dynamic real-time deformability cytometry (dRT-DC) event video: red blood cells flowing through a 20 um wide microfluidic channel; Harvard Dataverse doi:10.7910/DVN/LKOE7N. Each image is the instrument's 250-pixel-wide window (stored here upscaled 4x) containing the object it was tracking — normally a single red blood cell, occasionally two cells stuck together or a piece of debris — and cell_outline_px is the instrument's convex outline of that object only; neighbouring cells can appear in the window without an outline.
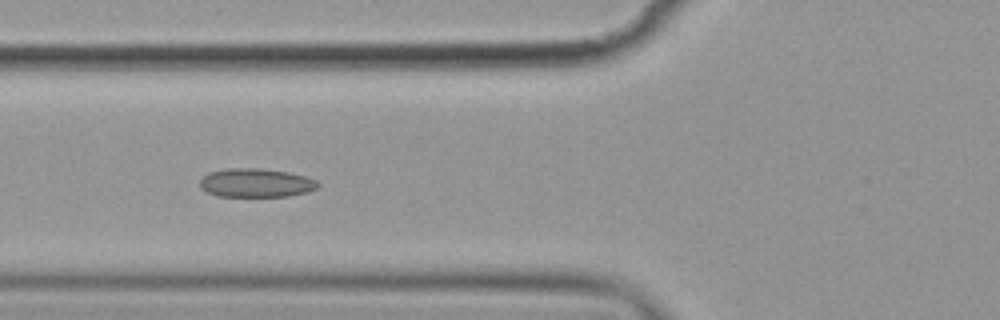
{"species": "common noctule bat (a hibernating species)", "species_latin": "Nyctalus noctula", "temperature_condition": "cold", "stored_images_in_passage": 6, "camera_frame_rate_fps": 3000, "um_per_image_px": 0.085, "animal": {"sex": "female", "body_mass_g": 19.9}, "frame": {"image": 1, "passage_image": 5, "time_ms": 5.667, "image_size_px": [1000, 320], "cell_outline_px": [[320, 184], [316, 188], [308, 192], [288, 196], [216, 196], [200, 188], [200, 180], [208, 172], [228, 168], [260, 168], [288, 172], [304, 176], [316, 180]], "centroid_in_image_um": [21.74, 15.54], "position_along_channel_um": 104.1, "area_um2": 19.77}}
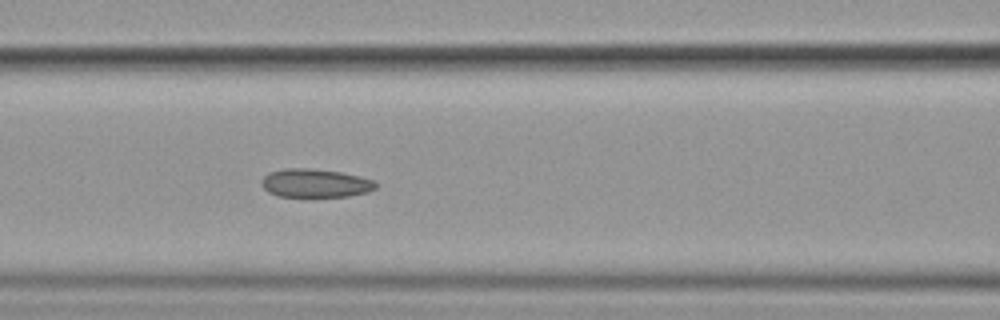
{"frame": {"image": 2, "passage_image": 6, "time_ms": 6.667, "image_size_px": [1000, 320], "cell_outline_px": [[376, 188], [368, 192], [348, 196], [304, 200], [280, 196], [268, 192], [260, 184], [260, 180], [268, 172], [284, 168], [312, 168], [340, 172], [360, 176], [372, 180], [376, 184]], "centroid_in_image_um": [26.74, 15.61], "position_along_channel_um": 139.9, "area_um2": 19.94}}